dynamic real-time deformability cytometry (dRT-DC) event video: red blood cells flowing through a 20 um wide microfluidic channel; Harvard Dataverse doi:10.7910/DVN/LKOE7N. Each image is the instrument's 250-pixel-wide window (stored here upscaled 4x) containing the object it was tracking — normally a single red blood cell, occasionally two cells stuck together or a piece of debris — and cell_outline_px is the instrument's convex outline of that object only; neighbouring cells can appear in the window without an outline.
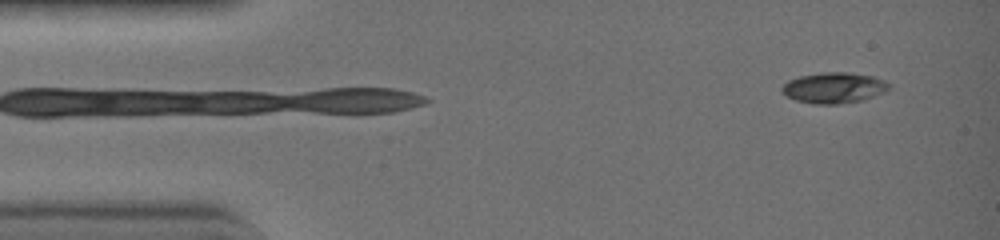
{"species": "common noctule bat (a hibernating species)", "species_latin": "Nyctalus noctula", "temperature_condition": "warm", "stored_images_in_passage": 30, "camera_frame_rate_fps": 3000, "um_per_image_px": 0.085, "animal": {"sex": "female", "body_mass_g": 19.0, "forearm_length_mm": 51.5}, "frame": {"image": 1, "passage_image": 1, "time_ms": 0.0, "image_size_px": [1000, 240], "cell_outline_px": [[892, 84], [884, 92], [864, 100], [840, 104], [812, 104], [796, 100], [784, 96], [780, 92], [780, 88], [788, 80], [800, 76], [824, 72], [848, 72], [872, 76], [884, 80]], "centroid_in_image_um": [70.85, 7.47], "position_along_channel_um": 14.1, "area_um2": 19.42}}
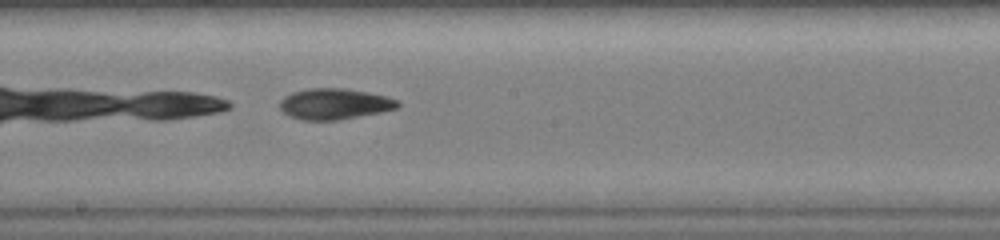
{"frame": {"image": 2, "passage_image": 12, "time_ms": 3.667, "image_size_px": [1000, 240], "cell_outline_px": [[400, 104], [396, 108], [376, 112], [332, 120], [308, 120], [292, 116], [284, 112], [280, 108], [280, 100], [284, 96], [292, 92], [308, 88], [348, 88], [368, 92], [384, 96], [396, 100]], "centroid_in_image_um": [28.38, 8.8], "position_along_channel_um": 219.8, "area_um2": 20.63}}
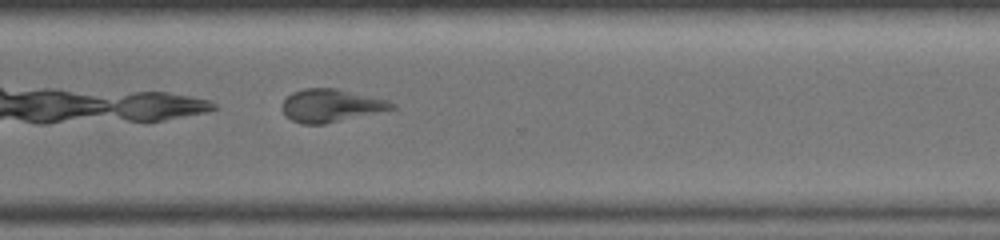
{"frame": {"image": 3, "passage_image": 20, "time_ms": 6.333, "image_size_px": [1000, 240], "cell_outline_px": [[396, 108], [324, 124], [304, 124], [292, 120], [284, 112], [284, 100], [292, 92], [304, 88], [336, 88], [388, 100]], "centroid_in_image_um": [28.13, 8.96], "position_along_channel_um": 342.5, "area_um2": 20.52}}